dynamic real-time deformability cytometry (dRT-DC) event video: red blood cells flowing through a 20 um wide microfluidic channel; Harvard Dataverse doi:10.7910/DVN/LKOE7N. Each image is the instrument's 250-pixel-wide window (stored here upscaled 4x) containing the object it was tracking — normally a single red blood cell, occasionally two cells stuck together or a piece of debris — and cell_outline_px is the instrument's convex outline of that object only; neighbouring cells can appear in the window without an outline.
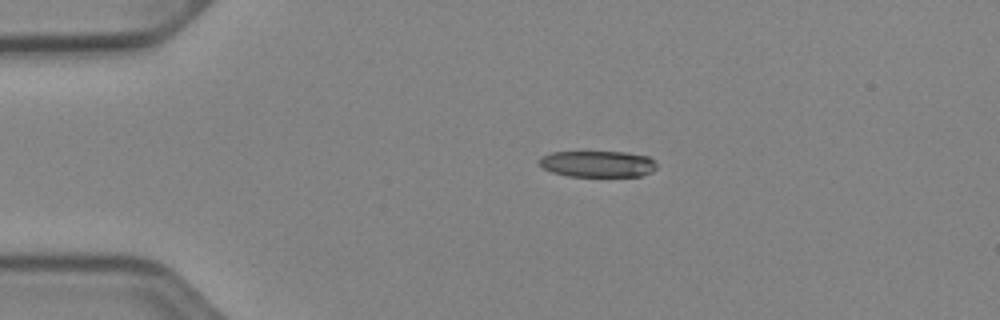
{"species": "Egyptian fruit bat (a non-hibernating species)", "species_latin": "Rousettus aegyptiacus", "temperature_condition": "cold", "stored_images_in_passage": 42, "camera_frame_rate_fps": 3000, "um_per_image_px": 0.085, "animal": {"sex": "female"}, "frame": {"image": 1, "passage_image": 1, "time_ms": 0.0, "image_size_px": [1000, 320], "cell_outline_px": [[656, 168], [652, 172], [640, 176], [568, 176], [552, 172], [544, 168], [536, 160], [540, 156], [552, 152], [624, 152], [648, 156], [656, 164]], "centroid_in_image_um": [50.77, 13.93], "position_along_channel_um": 34.2, "area_um2": 18.03}}
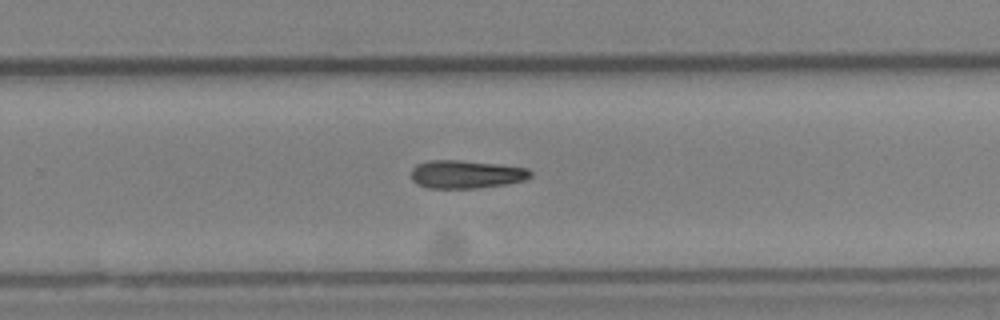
{"frame": {"image": 2, "passage_image": 24, "time_ms": 7.667, "image_size_px": [1000, 320], "cell_outline_px": [[532, 176], [528, 180], [508, 184], [480, 188], [428, 188], [416, 184], [412, 180], [412, 168], [416, 164], [428, 160], [460, 160], [500, 164], [528, 168], [532, 172]], "centroid_in_image_um": [39.66, 14.82], "position_along_channel_um": 290.1, "area_um2": 19.94}}
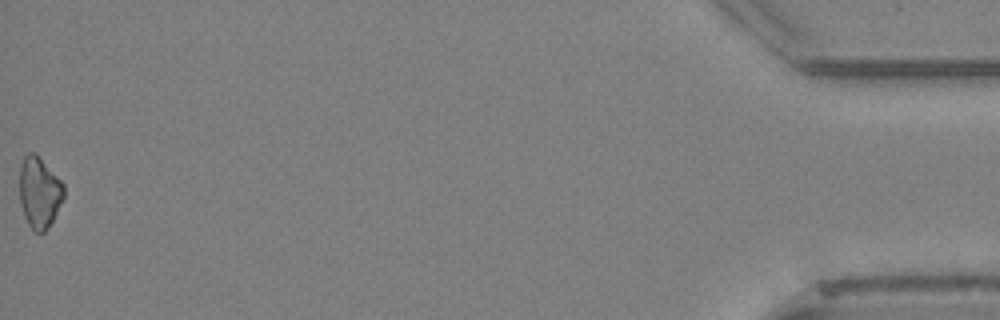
{"frame": {"image": 3, "passage_image": 42, "time_ms": 13.667, "image_size_px": [1000, 320], "cell_outline_px": [[64, 196], [48, 228], [44, 232], [36, 232], [28, 224], [24, 216], [20, 204], [20, 164], [24, 156], [28, 152], [36, 152], [64, 184]], "centroid_in_image_um": [3.33, 16.32], "position_along_channel_um": 431.9, "area_um2": 18.32}}